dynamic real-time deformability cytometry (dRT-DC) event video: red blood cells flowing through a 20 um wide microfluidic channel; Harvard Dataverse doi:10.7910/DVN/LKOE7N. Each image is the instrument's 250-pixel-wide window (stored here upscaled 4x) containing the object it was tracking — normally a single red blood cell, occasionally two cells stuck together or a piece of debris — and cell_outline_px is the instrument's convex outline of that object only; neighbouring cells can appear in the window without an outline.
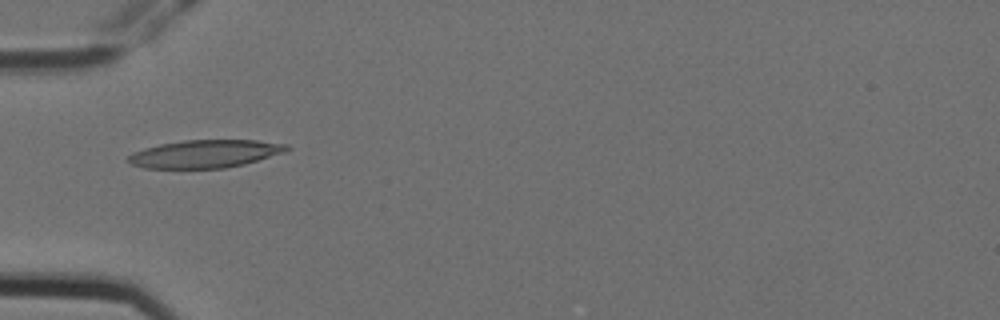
{"species": "Egyptian fruit bat (a non-hibernating species)", "species_latin": "Rousettus aegyptiacus", "temperature_condition": "cold", "stored_images_in_passage": 15, "camera_frame_rate_fps": 3000, "um_per_image_px": 0.085, "animal": {"sex": "female"}, "frame": {"image": 1, "passage_image": 5, "time_ms": 1.333, "image_size_px": [1000, 320], "cell_outline_px": [[292, 148], [284, 152], [244, 164], [224, 168], [144, 168], [132, 164], [124, 160], [132, 152], [144, 148], [160, 144], [184, 140], [256, 140], [288, 144]], "centroid_in_image_um": [17.41, 13.07], "position_along_channel_um": 67.6, "area_um2": 25.78}}
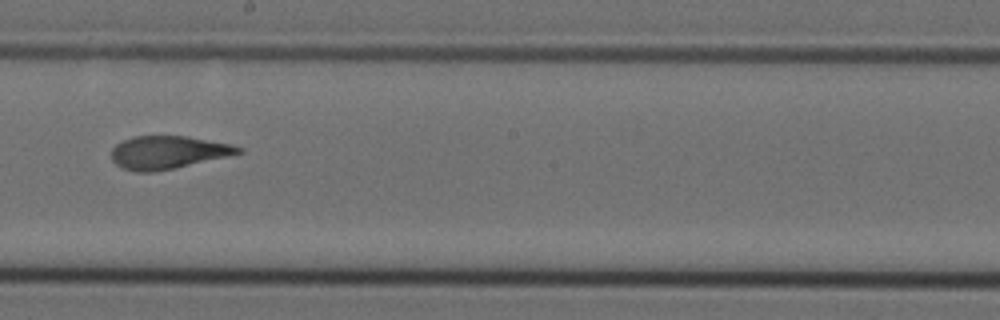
{"frame": {"image": 2, "passage_image": 9, "time_ms": 2.667, "image_size_px": [1000, 320], "cell_outline_px": [[244, 152], [172, 168], [152, 172], [136, 172], [120, 168], [112, 160], [112, 148], [116, 144], [132, 136], [184, 136], [232, 144], [244, 148]], "centroid_in_image_um": [14.24, 12.95], "position_along_channel_um": 234.0, "area_um2": 24.1}}
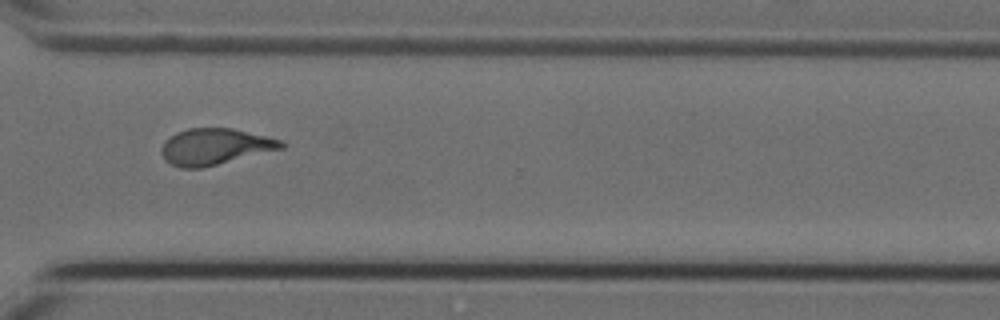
{"frame": {"image": 3, "passage_image": 12, "time_ms": 3.667, "image_size_px": [1000, 320], "cell_outline_px": [[284, 148], [200, 168], [180, 168], [164, 160], [160, 152], [160, 148], [164, 140], [176, 132], [188, 128], [232, 128], [268, 136], [280, 140], [284, 144]], "centroid_in_image_um": [18.22, 12.45], "position_along_channel_um": 352.4, "area_um2": 25.32}}